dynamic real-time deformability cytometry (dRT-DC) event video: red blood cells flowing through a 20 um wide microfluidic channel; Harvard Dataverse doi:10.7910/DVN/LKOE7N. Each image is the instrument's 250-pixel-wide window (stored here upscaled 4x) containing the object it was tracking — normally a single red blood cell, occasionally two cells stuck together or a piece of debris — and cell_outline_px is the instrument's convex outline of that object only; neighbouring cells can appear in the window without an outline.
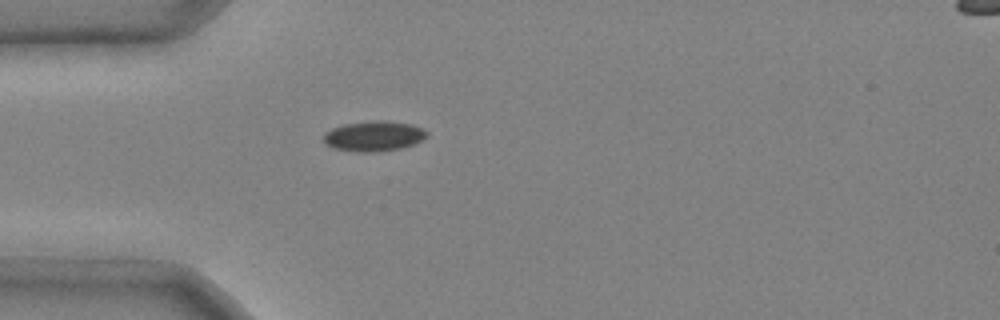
{"species": "common noctule bat (a hibernating species)", "species_latin": "Nyctalus noctula", "temperature_condition": "cold", "stored_images_in_passage": 6, "camera_frame_rate_fps": 3000, "um_per_image_px": 0.085, "animal": {"sex": "male", "body_mass_g": 20.4}, "frame": {"image": 1, "passage_image": 6, "time_ms": 1.667, "image_size_px": [1000, 320], "cell_outline_px": [[428, 136], [424, 140], [400, 148], [372, 152], [360, 152], [332, 148], [324, 144], [324, 132], [332, 128], [344, 124], [372, 120], [388, 120], [412, 124], [424, 128], [428, 132]], "centroid_in_image_um": [31.79, 11.55], "position_along_channel_um": 53.2, "area_um2": 18.44}}